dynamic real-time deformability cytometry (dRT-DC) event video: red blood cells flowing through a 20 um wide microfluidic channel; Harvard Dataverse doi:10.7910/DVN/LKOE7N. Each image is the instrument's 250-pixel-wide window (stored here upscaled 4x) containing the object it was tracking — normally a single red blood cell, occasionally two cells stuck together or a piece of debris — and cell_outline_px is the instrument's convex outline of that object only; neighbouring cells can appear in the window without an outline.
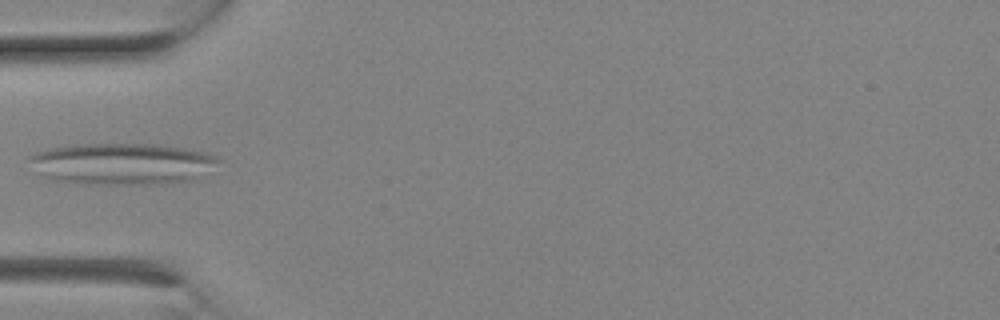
{"species": "Egyptian fruit bat (a non-hibernating species)", "species_latin": "Rousettus aegyptiacus", "temperature_condition": "room temperature", "stored_images_in_passage": 3, "segment_of_instrument_passage": [2, 2], "camera_frame_rate_fps": 3000, "um_per_image_px": 0.085, "animal": {"sex": "female"}, "frame": {"image": 1, "passage_image": 3, "time_ms": 0.667, "image_size_px": [1000, 320], "cell_outline_px": [[220, 160], [196, 180], [168, 184], [76, 184], [44, 180], [40, 176], [28, 160], [28, 156], [36, 152], [48, 148], [72, 144], [156, 144], [192, 148], [208, 152], [216, 156]], "centroid_in_image_um": [10.33, 13.93], "position_along_channel_um": 74.7, "area_um2": 46.99}}